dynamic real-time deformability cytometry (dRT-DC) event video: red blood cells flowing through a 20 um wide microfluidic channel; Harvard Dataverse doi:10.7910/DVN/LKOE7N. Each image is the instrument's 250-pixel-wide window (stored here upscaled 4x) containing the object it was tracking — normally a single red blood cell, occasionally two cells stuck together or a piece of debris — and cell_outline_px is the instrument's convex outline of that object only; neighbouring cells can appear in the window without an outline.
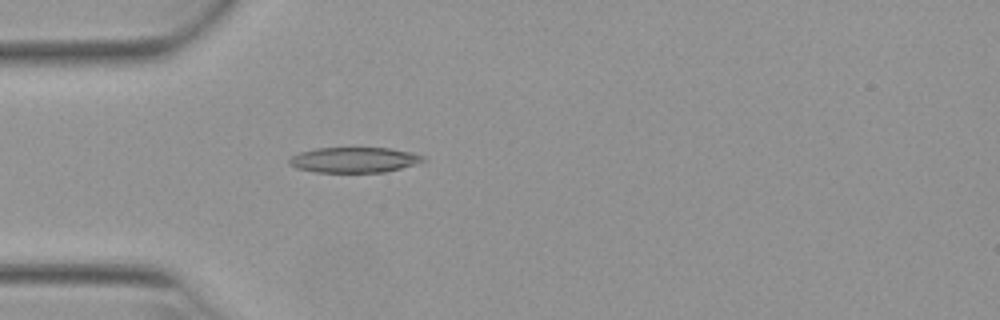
{"species": "Egyptian fruit bat (a non-hibernating species)", "species_latin": "Rousettus aegyptiacus", "temperature_condition": "warm", "stored_images_in_passage": 37, "camera_frame_rate_fps": 3000, "um_per_image_px": 0.085, "animal": {"sex": "female"}, "frame": {"image": 1, "passage_image": 1, "time_ms": 0.0, "image_size_px": [1000, 320], "cell_outline_px": [[428, 160], [400, 168], [384, 172], [316, 172], [296, 168], [288, 164], [288, 160], [292, 156], [300, 152], [316, 148], [388, 148], [412, 152], [424, 156]], "centroid_in_image_um": [30.1, 13.59], "position_along_channel_um": 54.9, "area_um2": 19.77}}
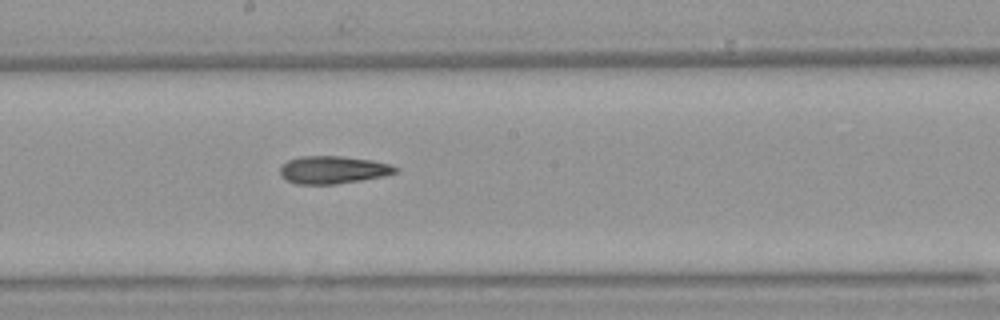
{"frame": {"image": 2, "passage_image": 14, "time_ms": 4.333, "image_size_px": [1000, 320], "cell_outline_px": [[400, 168], [396, 172], [384, 176], [336, 184], [296, 184], [284, 180], [280, 176], [280, 168], [288, 160], [300, 156], [340, 156], [372, 160], [388, 164]], "centroid_in_image_um": [28.27, 14.44], "position_along_channel_um": 219.9, "area_um2": 18.61}}
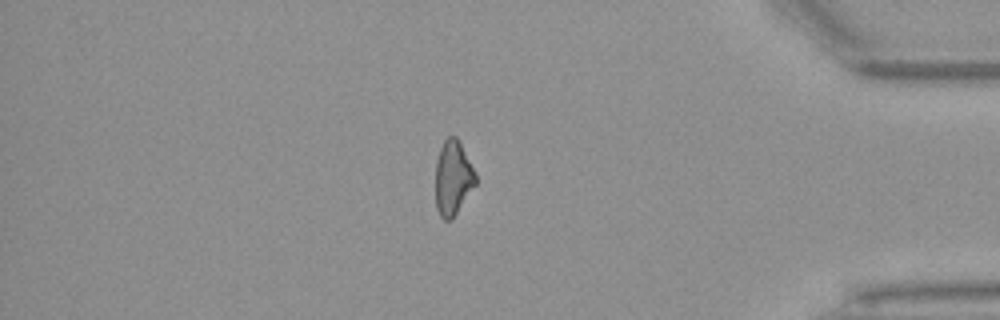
{"frame": {"image": 3, "passage_image": 30, "time_ms": 9.667, "image_size_px": [1000, 320], "cell_outline_px": [[476, 184], [452, 220], [444, 220], [440, 216], [436, 208], [436, 160], [440, 148], [444, 140], [448, 136], [456, 136], [476, 172]], "centroid_in_image_um": [38.5, 15.14], "position_along_channel_um": 396.7, "area_um2": 17.46}}